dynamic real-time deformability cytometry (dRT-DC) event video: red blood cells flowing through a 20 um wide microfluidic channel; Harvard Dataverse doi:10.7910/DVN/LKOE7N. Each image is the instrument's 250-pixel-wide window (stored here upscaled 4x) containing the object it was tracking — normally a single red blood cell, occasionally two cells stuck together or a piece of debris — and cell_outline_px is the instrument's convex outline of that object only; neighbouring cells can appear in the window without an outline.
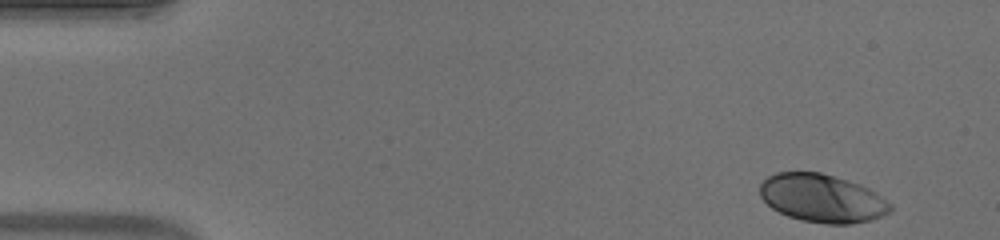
{"species": "human", "species_latin": "Homo sapiens", "temperature_condition": "warm", "stored_images_in_passage": 49, "camera_frame_rate_fps": 3000, "um_per_image_px": 0.085, "donor": {"sex": "male"}, "frame": {"image": 1, "passage_image": 1, "time_ms": 0.0, "image_size_px": [1000, 240], "cell_outline_px": [[892, 208], [888, 212], [872, 220], [852, 224], [828, 224], [804, 220], [788, 216], [772, 208], [760, 196], [760, 184], [768, 176], [776, 172], [820, 172], [860, 184], [868, 188], [892, 204]], "centroid_in_image_um": [69.87, 16.85], "position_along_channel_um": 15.1, "area_um2": 36.36}}
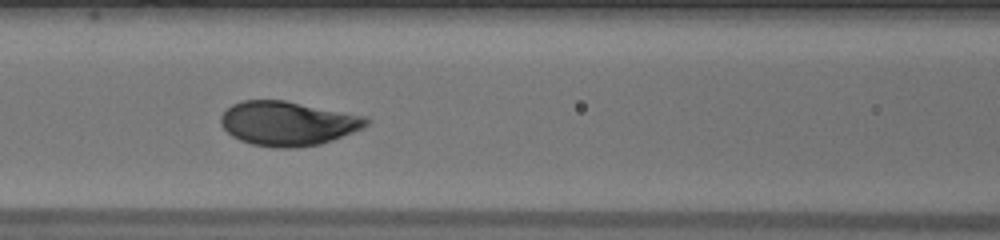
{"frame": {"image": 2, "passage_image": 20, "time_ms": 6.333, "image_size_px": [1000, 240], "cell_outline_px": [[372, 120], [364, 128], [332, 140], [320, 144], [296, 148], [276, 148], [252, 144], [240, 140], [232, 136], [220, 124], [220, 116], [232, 104], [244, 100], [284, 100], [368, 116]], "centroid_in_image_um": [24.5, 10.49], "position_along_channel_um": 142.1, "area_um2": 37.8}}
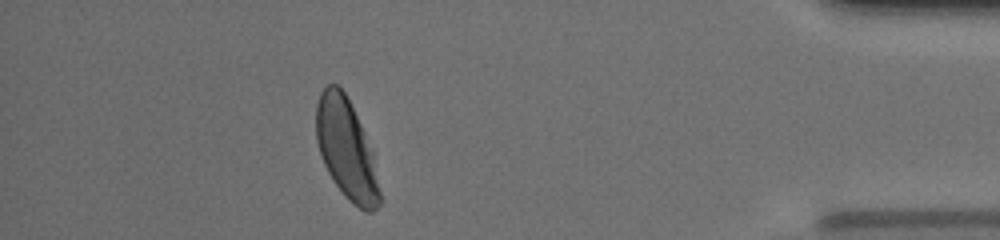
{"frame": {"image": 3, "passage_image": 44, "time_ms": 14.333, "image_size_px": [1000, 240], "cell_outline_px": [[380, 204], [372, 212], [364, 212], [352, 204], [344, 196], [332, 180], [320, 156], [316, 140], [316, 104], [320, 92], [328, 84], [336, 84], [344, 92], [364, 132], [372, 152], [380, 192]], "centroid_in_image_um": [29.42, 12.71], "position_along_channel_um": 405.8, "area_um2": 36.82}, "authors_computed_cell_mechanics": {"area_um2": 36.992, "velocity_mm_per_s": 3.8876, "shape_relaxation_time_tau1_ms": 2.6718, "shape_relaxation_time_tau2_ms": null, "deformation_change_tau1": 0.1684, "deformation_change_tau2": null}}